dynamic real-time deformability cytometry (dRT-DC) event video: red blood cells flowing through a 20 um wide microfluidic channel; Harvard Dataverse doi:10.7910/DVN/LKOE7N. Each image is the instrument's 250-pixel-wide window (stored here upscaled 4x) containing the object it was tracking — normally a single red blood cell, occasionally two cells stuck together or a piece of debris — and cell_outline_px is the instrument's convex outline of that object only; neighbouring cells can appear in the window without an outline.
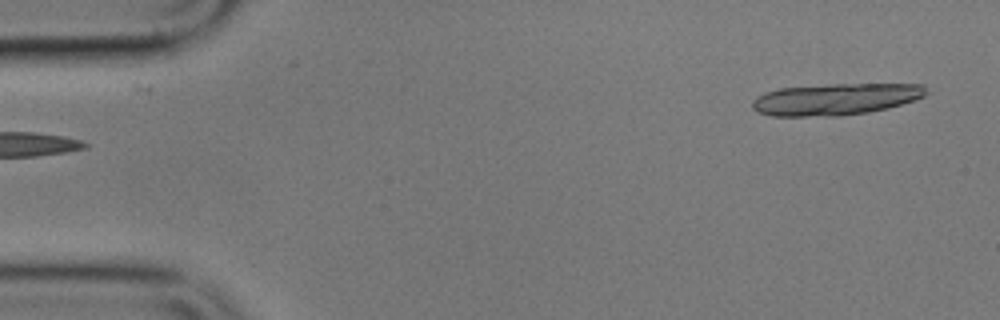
{"species": "common noctule bat (a hibernating species)", "species_latin": "Nyctalus noctula", "temperature_condition": "cold", "stored_images_in_passage": 5, "segment_of_instrument_passage": [2, 2], "camera_frame_rate_fps": 3000, "um_per_image_px": 0.085, "animal": {"sex": "male", "body_mass_g": 17.9}, "frame": {"image": 1, "passage_image": 5, "time_ms": 5.0, "image_size_px": [1000, 320], "cell_outline_px": [[928, 92], [924, 96], [916, 100], [888, 108], [868, 112], [840, 116], [772, 116], [756, 112], [752, 108], [752, 100], [756, 96], [764, 92], [780, 88], [832, 84], [924, 84]], "centroid_in_image_um": [71.01, 8.43], "position_along_channel_um": 14.0, "area_um2": 32.37}}